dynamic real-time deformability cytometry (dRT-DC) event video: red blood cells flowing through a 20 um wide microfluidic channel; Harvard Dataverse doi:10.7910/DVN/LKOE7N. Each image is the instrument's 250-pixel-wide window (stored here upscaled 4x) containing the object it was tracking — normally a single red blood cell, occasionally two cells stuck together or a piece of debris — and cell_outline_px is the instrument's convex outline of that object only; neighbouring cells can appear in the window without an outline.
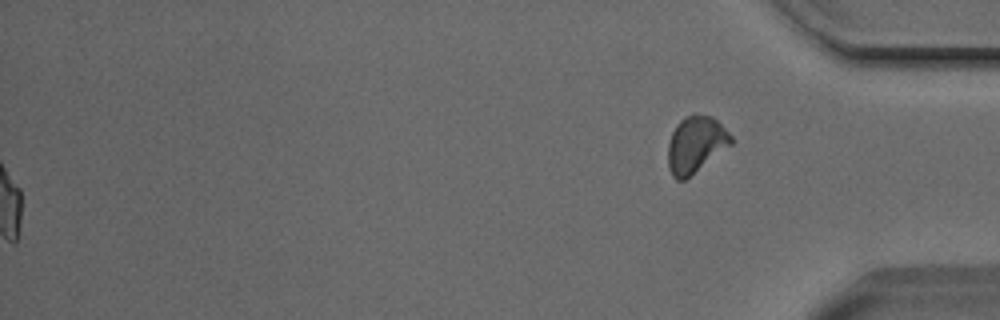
{"species": "Egyptian fruit bat (a non-hibernating species)", "species_latin": "Rousettus aegyptiacus", "temperature_condition": "cold", "stored_images_in_passage": 48, "segment_of_instrument_passage": [2, 2], "camera_frame_rate_fps": 3000, "um_per_image_px": 0.085, "animal": {"sex": "male"}, "frame": {"image": 1, "passage_image": 48, "time_ms": 15.667, "image_size_px": [1000, 320], "cell_outline_px": [[732, 144], [684, 180], [676, 180], [672, 176], [668, 168], [668, 144], [672, 132], [676, 124], [680, 120], [688, 116], [712, 116], [732, 136]], "centroid_in_image_um": [59.11, 12.31], "position_along_channel_um": 376.1, "area_um2": 20.35}}